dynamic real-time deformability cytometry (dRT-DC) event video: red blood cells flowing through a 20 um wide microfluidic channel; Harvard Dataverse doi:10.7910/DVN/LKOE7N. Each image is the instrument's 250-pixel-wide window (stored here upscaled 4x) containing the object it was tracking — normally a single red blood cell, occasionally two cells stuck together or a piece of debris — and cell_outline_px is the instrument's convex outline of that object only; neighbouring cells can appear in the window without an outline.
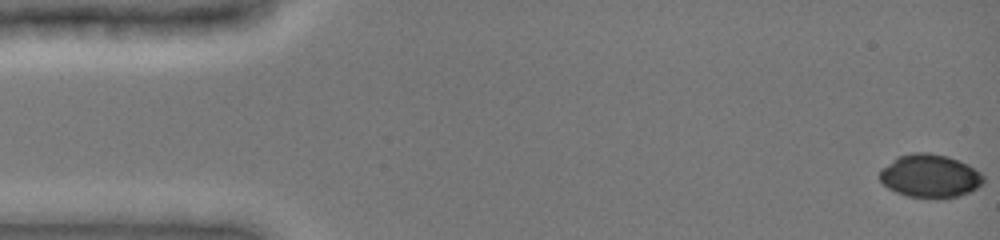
{"species": "common noctule bat (a hibernating species)", "species_latin": "Nyctalus noctula", "temperature_condition": "cold", "stored_images_in_passage": 47, "camera_frame_rate_fps": 3000, "um_per_image_px": 0.085, "animal": {"sex": "female", "body_mass_g": 19.0, "forearm_length_mm": 51.5}, "frame": {"image": 1, "passage_image": 1, "time_ms": 0.0, "image_size_px": [1000, 240], "cell_outline_px": [[984, 184], [960, 196], [940, 200], [936, 200], [908, 196], [896, 192], [888, 188], [880, 180], [880, 168], [900, 156], [912, 152], [928, 152], [948, 156], [968, 164], [980, 172], [984, 176]], "centroid_in_image_um": [79.07, 14.98], "position_along_channel_um": 5.9, "area_um2": 26.53}}
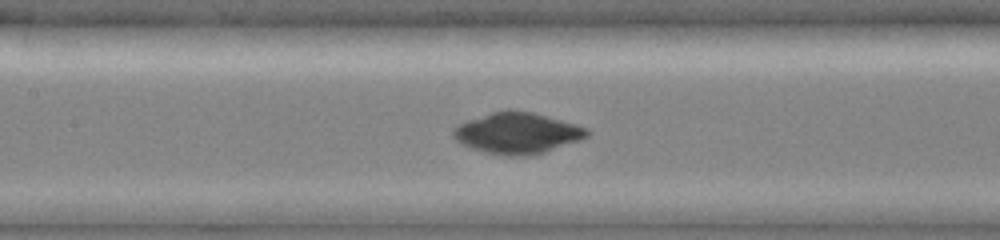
{"frame": {"image": 2, "passage_image": 23, "time_ms": 7.333, "image_size_px": [1000, 240], "cell_outline_px": [[592, 132], [588, 136], [580, 140], [544, 152], [528, 156], [508, 156], [484, 152], [472, 148], [456, 140], [452, 136], [452, 128], [464, 120], [492, 112], [508, 108], [532, 112], [576, 124], [588, 128]], "centroid_in_image_um": [43.95, 11.3], "position_along_channel_um": 163.4, "area_um2": 32.31}}
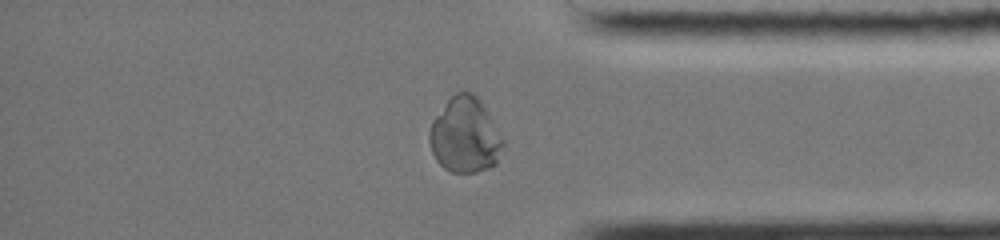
{"frame": {"image": 3, "passage_image": 41, "time_ms": 13.333, "image_size_px": [1000, 240], "cell_outline_px": [[504, 144], [496, 164], [488, 168], [476, 172], [452, 172], [444, 168], [436, 160], [432, 152], [428, 140], [428, 132], [432, 120], [448, 100], [456, 92], [472, 92], [476, 96], [484, 108], [504, 140]], "centroid_in_image_um": [39.5, 11.52], "position_along_channel_um": 395.7, "area_um2": 32.02}}